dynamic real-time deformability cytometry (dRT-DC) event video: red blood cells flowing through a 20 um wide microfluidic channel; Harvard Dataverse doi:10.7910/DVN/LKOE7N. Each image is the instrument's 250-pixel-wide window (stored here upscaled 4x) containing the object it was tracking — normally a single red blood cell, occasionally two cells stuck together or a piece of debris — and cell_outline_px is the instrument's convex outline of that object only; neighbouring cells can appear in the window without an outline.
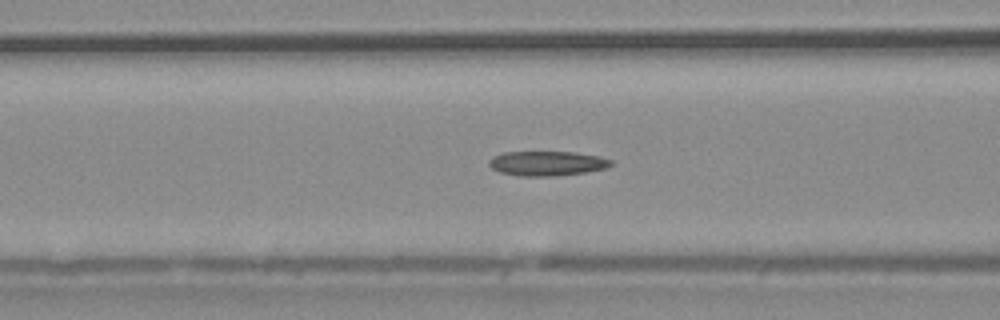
{"species": "common noctule bat (a hibernating species)", "species_latin": "Nyctalus noctula", "temperature_condition": "warm", "stored_images_in_passage": 31, "camera_frame_rate_fps": 3000, "um_per_image_px": 0.085, "animal": {"sex": "male", "body_mass_g": 20.4}, "frame": {"image": 1, "passage_image": 8, "time_ms": 2.333, "image_size_px": [1000, 320], "cell_outline_px": [[612, 164], [608, 168], [584, 172], [556, 176], [520, 176], [500, 172], [492, 168], [488, 164], [488, 160], [492, 156], [504, 152], [576, 152], [600, 156], [612, 160]], "centroid_in_image_um": [46.5, 13.88], "position_along_channel_um": 120.1, "area_um2": 17.63}}
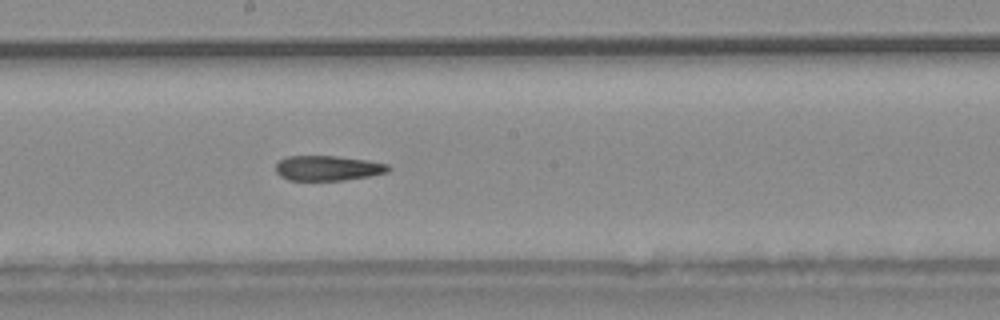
{"frame": {"image": 2, "passage_image": 16, "time_ms": 5.0, "image_size_px": [1000, 320], "cell_outline_px": [[392, 168], [388, 172], [368, 176], [344, 180], [288, 180], [280, 176], [276, 172], [276, 164], [280, 160], [288, 156], [336, 156], [364, 160], [388, 164]], "centroid_in_image_um": [27.85, 14.29], "position_along_channel_um": 220.3, "area_um2": 16.3}}
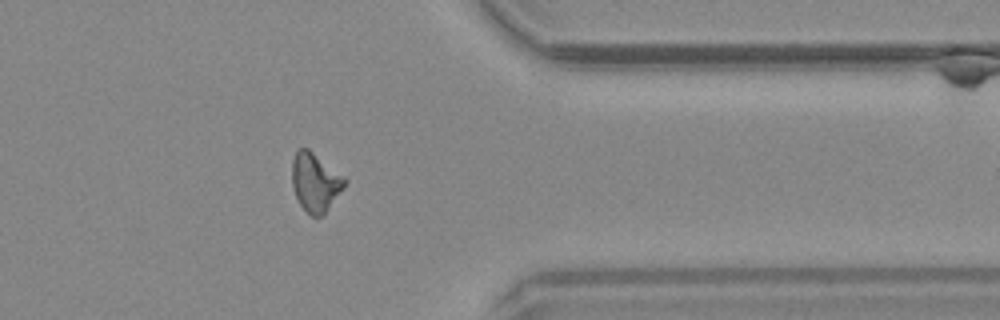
{"frame": {"image": 3, "passage_image": 30, "time_ms": 9.667, "image_size_px": [1000, 320], "cell_outline_px": [[348, 180], [344, 188], [324, 212], [320, 216], [312, 216], [300, 204], [296, 196], [292, 184], [292, 160], [296, 152], [300, 148], [308, 148], [344, 176]], "centroid_in_image_um": [26.8, 15.45], "position_along_channel_um": 384.6, "area_um2": 17.69}}